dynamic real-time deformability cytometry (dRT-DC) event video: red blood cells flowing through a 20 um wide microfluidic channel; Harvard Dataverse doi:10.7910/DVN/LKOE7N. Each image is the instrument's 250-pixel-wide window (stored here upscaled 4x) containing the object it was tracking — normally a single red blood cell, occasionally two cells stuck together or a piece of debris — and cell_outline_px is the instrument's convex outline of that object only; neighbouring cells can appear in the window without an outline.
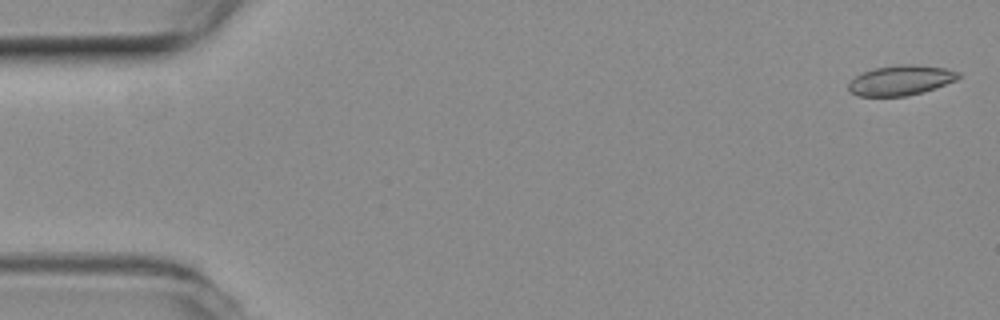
{"species": "common noctule bat (a hibernating species)", "species_latin": "Nyctalus noctula", "temperature_condition": "room temperature", "stored_images_in_passage": 15, "camera_frame_rate_fps": 3000, "um_per_image_px": 0.085, "animal": {"sex": "female", "body_mass_g": 19.3, "forearm_length_mm": 54.1}, "frame": {"image": 1, "passage_image": 2, "time_ms": 0.333, "image_size_px": [1000, 320], "cell_outline_px": [[960, 76], [956, 80], [936, 88], [924, 92], [908, 96], [856, 96], [848, 92], [848, 84], [856, 76], [864, 72], [876, 68], [900, 64], [912, 64], [944, 68], [960, 72]], "centroid_in_image_um": [76.56, 6.84], "position_along_channel_um": 8.4, "area_um2": 19.25}}